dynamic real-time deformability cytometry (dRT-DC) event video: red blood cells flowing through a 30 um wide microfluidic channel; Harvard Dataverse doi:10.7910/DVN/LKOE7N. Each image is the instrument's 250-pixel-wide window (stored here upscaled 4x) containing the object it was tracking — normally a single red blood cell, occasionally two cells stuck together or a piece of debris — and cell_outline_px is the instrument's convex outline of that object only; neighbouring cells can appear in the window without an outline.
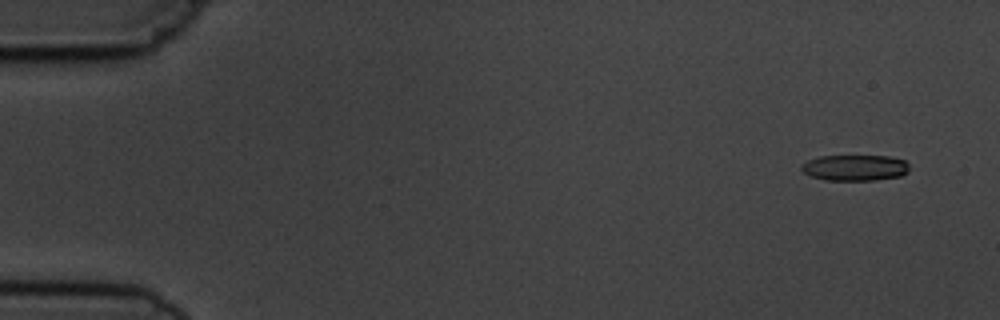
{"species": "common noctule bat (a hibernating species)", "species_latin": "Nyctalus noctula", "temperature_condition": "cold", "stored_images_in_passage": 6, "camera_frame_rate_fps": 3000, "um_per_image_px": 0.085, "animal": {"sex": "male", "body_mass_g": 19.5, "forearm_length_mm": 54.6}, "frame": {"image": 1, "passage_image": 1, "time_ms": 0.0, "image_size_px": [1000, 320], "cell_outline_px": [[908, 172], [900, 176], [876, 180], [824, 180], [812, 176], [804, 172], [800, 168], [800, 164], [808, 160], [820, 156], [888, 156], [904, 160], [908, 164]], "centroid_in_image_um": [72.66, 14.26], "position_along_channel_um": 12.3, "area_um2": 16.3}}
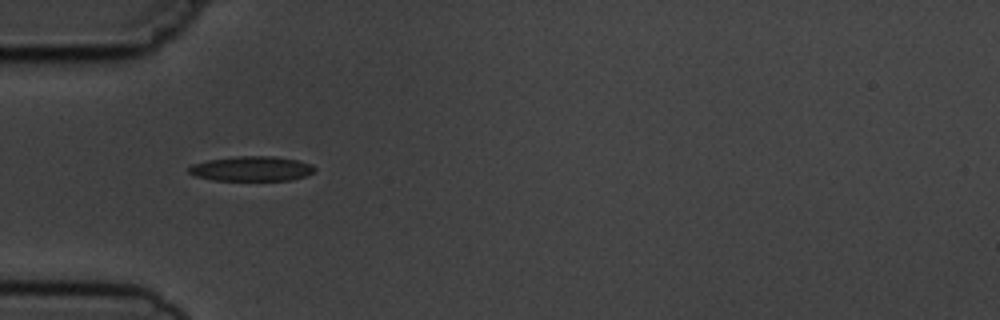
{"frame": {"image": 2, "passage_image": 5, "time_ms": 4.667, "image_size_px": [1000, 320], "cell_outline_px": [[316, 168], [312, 172], [304, 176], [292, 180], [212, 180], [196, 176], [188, 172], [188, 168], [192, 164], [208, 160], [236, 156], [276, 156], [300, 160], [312, 164]], "centroid_in_image_um": [21.4, 14.33], "position_along_channel_um": 63.6, "area_um2": 18.26}}
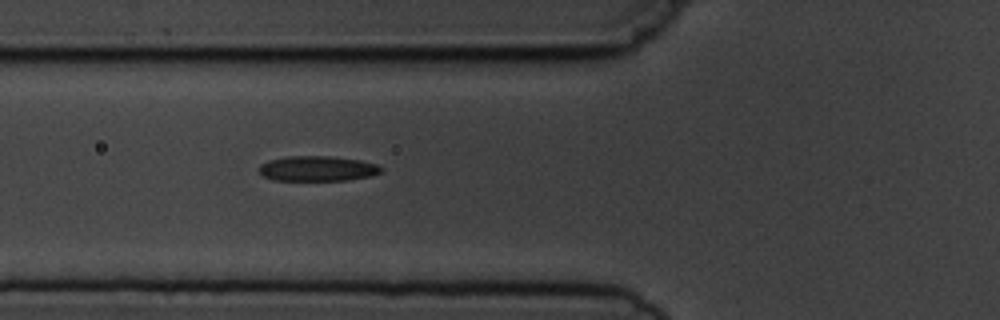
{"frame": {"image": 3, "passage_image": 6, "time_ms": 5.667, "image_size_px": [1000, 320], "cell_outline_px": [[384, 172], [372, 176], [348, 180], [272, 180], [264, 176], [260, 172], [260, 164], [268, 160], [288, 156], [332, 156], [360, 160], [380, 164], [384, 168]], "centroid_in_image_um": [27.07, 14.32], "position_along_channel_um": 98.7, "area_um2": 18.15}}